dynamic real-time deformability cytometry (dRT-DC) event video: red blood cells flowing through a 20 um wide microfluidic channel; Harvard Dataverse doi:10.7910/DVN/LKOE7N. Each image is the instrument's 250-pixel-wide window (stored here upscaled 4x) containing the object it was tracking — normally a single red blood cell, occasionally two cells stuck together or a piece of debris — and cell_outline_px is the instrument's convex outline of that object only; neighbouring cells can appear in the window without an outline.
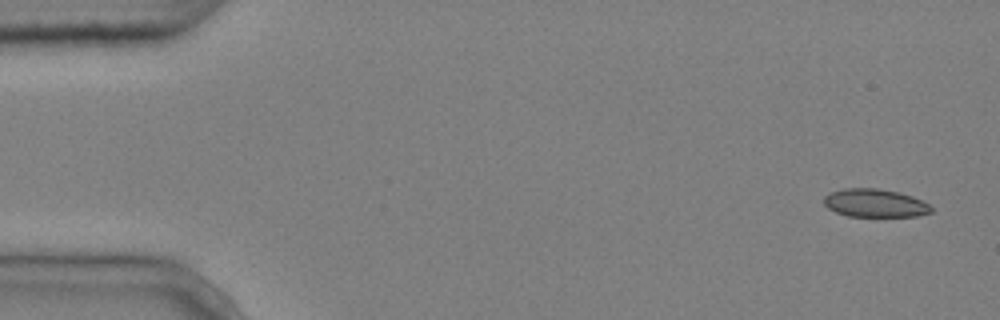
{"species": "common noctule bat (a hibernating species)", "species_latin": "Nyctalus noctula", "temperature_condition": "cold", "stored_images_in_passage": 4, "camera_frame_rate_fps": 3000, "um_per_image_px": 0.085, "animal": {"sex": "male", "body_mass_g": 20.4}, "frame": {"image": 1, "passage_image": 1, "time_ms": 0.0, "image_size_px": [1000, 320], "cell_outline_px": [[932, 212], [916, 216], [848, 216], [836, 212], [828, 208], [824, 204], [824, 196], [832, 192], [844, 188], [876, 188], [900, 192], [912, 196], [928, 204], [932, 208]], "centroid_in_image_um": [74.36, 17.26], "position_along_channel_um": 10.6, "area_um2": 17.51}}